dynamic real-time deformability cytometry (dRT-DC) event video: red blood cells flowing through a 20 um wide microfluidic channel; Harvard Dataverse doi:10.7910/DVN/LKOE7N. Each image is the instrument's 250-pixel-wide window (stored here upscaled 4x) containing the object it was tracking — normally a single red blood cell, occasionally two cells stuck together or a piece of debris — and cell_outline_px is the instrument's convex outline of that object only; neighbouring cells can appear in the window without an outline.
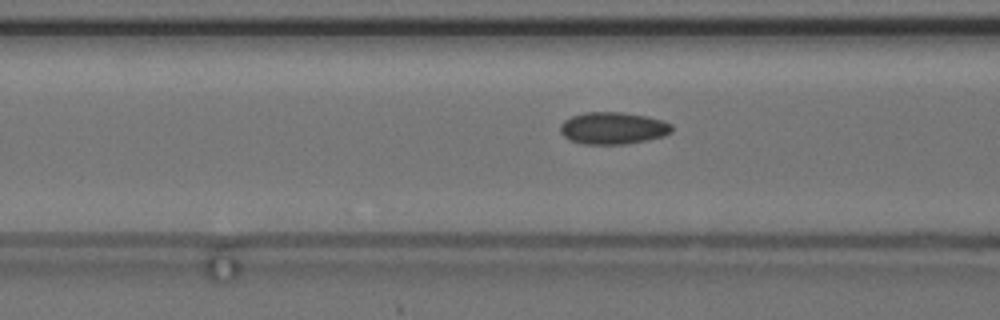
{"species": "common noctule bat (a hibernating species)", "species_latin": "Nyctalus noctula", "temperature_condition": "cold", "stored_images_in_passage": 39, "camera_frame_rate_fps": 3000, "um_per_image_px": 0.085, "animal": {"sex": "female", "body_mass_g": 24.6, "forearm_length_mm": 56.2}, "frame": {"image": 1, "passage_image": 4, "time_ms": 1.0, "image_size_px": [1000, 320], "cell_outline_px": [[672, 132], [664, 136], [648, 140], [624, 144], [584, 144], [568, 140], [560, 132], [560, 124], [564, 120], [572, 116], [584, 112], [620, 112], [648, 116], [664, 120], [672, 124]], "centroid_in_image_um": [52.11, 10.89], "position_along_channel_um": 114.5, "area_um2": 21.1}}
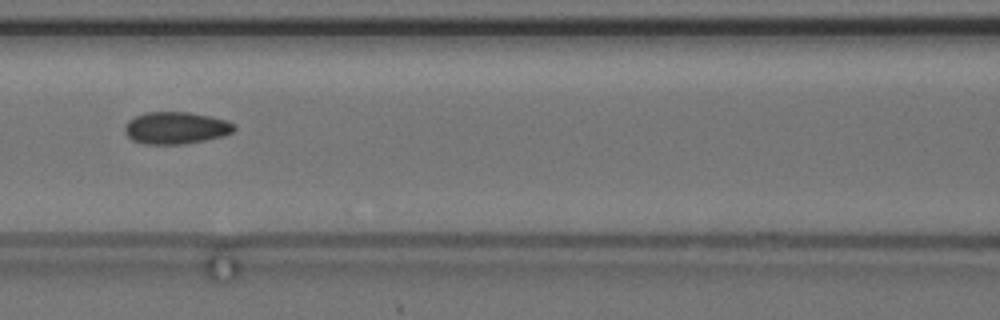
{"frame": {"image": 2, "passage_image": 7, "time_ms": 2.0, "image_size_px": [1000, 320], "cell_outline_px": [[236, 128], [232, 132], [224, 136], [184, 144], [144, 144], [132, 140], [124, 132], [124, 128], [128, 120], [144, 112], [188, 112], [212, 116], [236, 124]], "centroid_in_image_um": [14.95, 10.87], "position_along_channel_um": 151.7, "area_um2": 20.58}}
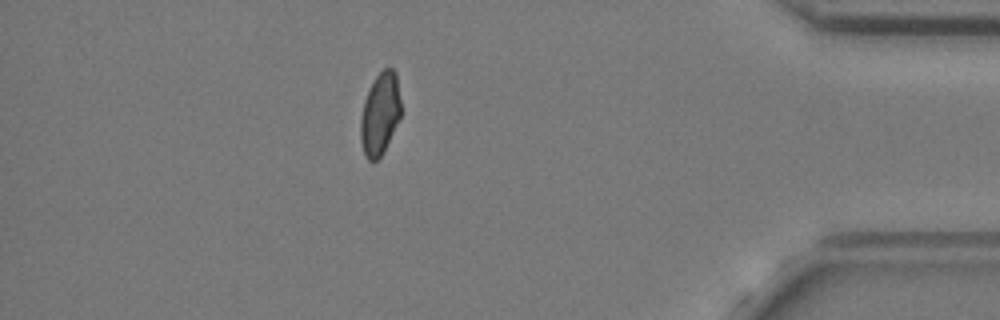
{"frame": {"image": 3, "passage_image": 31, "time_ms": 10.0, "image_size_px": [1000, 320], "cell_outline_px": [[400, 116], [384, 152], [376, 160], [368, 160], [364, 156], [360, 140], [360, 120], [364, 100], [376, 76], [384, 68], [392, 68], [396, 72], [400, 100]], "centroid_in_image_um": [32.28, 9.7], "position_along_channel_um": 402.9, "area_um2": 19.19}}